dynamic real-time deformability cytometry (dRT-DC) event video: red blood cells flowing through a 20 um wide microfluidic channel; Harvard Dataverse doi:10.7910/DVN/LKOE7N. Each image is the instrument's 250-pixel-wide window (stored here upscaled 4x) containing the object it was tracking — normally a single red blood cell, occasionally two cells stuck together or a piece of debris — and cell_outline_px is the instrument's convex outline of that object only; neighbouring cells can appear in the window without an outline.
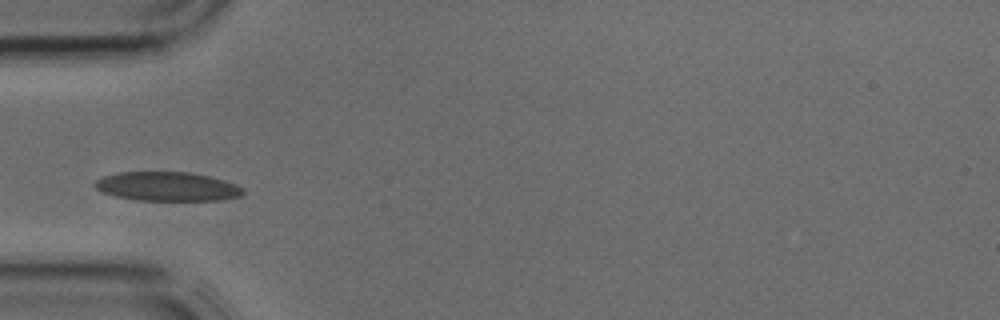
{"species": "common noctule bat (a hibernating species)", "species_latin": "Nyctalus noctula", "temperature_condition": "cold", "stored_images_in_passage": 2, "camera_frame_rate_fps": 3000, "um_per_image_px": 0.085, "animal": {"sex": "male", "body_mass_g": 17.9, "forearm_length_mm": 54.2}, "frame": {"image": 1, "passage_image": 1, "time_ms": 0.0, "image_size_px": [1000, 320], "cell_outline_px": [[244, 192], [240, 196], [220, 200], [136, 200], [116, 196], [104, 192], [96, 188], [92, 184], [96, 180], [104, 176], [120, 172], [188, 172], [208, 176], [224, 180], [236, 184], [244, 188]], "centroid_in_image_um": [14.23, 15.85], "position_along_channel_um": 70.8, "area_um2": 24.97}}